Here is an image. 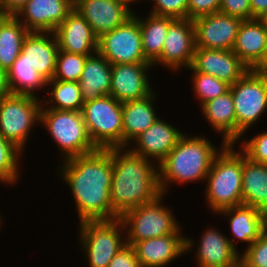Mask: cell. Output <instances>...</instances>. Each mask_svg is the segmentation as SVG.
<instances>
[{
    "label": "cell",
    "mask_w": 267,
    "mask_h": 267,
    "mask_svg": "<svg viewBox=\"0 0 267 267\" xmlns=\"http://www.w3.org/2000/svg\"><path fill=\"white\" fill-rule=\"evenodd\" d=\"M29 0H0L3 15L15 16Z\"/></svg>",
    "instance_id": "42"
},
{
    "label": "cell",
    "mask_w": 267,
    "mask_h": 267,
    "mask_svg": "<svg viewBox=\"0 0 267 267\" xmlns=\"http://www.w3.org/2000/svg\"><path fill=\"white\" fill-rule=\"evenodd\" d=\"M263 228L264 233L267 234V208L263 211Z\"/></svg>",
    "instance_id": "46"
},
{
    "label": "cell",
    "mask_w": 267,
    "mask_h": 267,
    "mask_svg": "<svg viewBox=\"0 0 267 267\" xmlns=\"http://www.w3.org/2000/svg\"><path fill=\"white\" fill-rule=\"evenodd\" d=\"M192 72V85L194 98L200 103L199 108L206 102L217 98L230 90V85L212 75L197 72L192 66L188 68Z\"/></svg>",
    "instance_id": "34"
},
{
    "label": "cell",
    "mask_w": 267,
    "mask_h": 267,
    "mask_svg": "<svg viewBox=\"0 0 267 267\" xmlns=\"http://www.w3.org/2000/svg\"><path fill=\"white\" fill-rule=\"evenodd\" d=\"M112 181L110 197L112 219L127 210L153 202L161 191L158 184V166L128 147L110 148Z\"/></svg>",
    "instance_id": "2"
},
{
    "label": "cell",
    "mask_w": 267,
    "mask_h": 267,
    "mask_svg": "<svg viewBox=\"0 0 267 267\" xmlns=\"http://www.w3.org/2000/svg\"><path fill=\"white\" fill-rule=\"evenodd\" d=\"M10 94L6 72L0 67V100Z\"/></svg>",
    "instance_id": "45"
},
{
    "label": "cell",
    "mask_w": 267,
    "mask_h": 267,
    "mask_svg": "<svg viewBox=\"0 0 267 267\" xmlns=\"http://www.w3.org/2000/svg\"><path fill=\"white\" fill-rule=\"evenodd\" d=\"M59 50L90 56L98 51V38L87 21L72 10L54 32Z\"/></svg>",
    "instance_id": "20"
},
{
    "label": "cell",
    "mask_w": 267,
    "mask_h": 267,
    "mask_svg": "<svg viewBox=\"0 0 267 267\" xmlns=\"http://www.w3.org/2000/svg\"><path fill=\"white\" fill-rule=\"evenodd\" d=\"M219 12L242 20H250V0H221Z\"/></svg>",
    "instance_id": "39"
},
{
    "label": "cell",
    "mask_w": 267,
    "mask_h": 267,
    "mask_svg": "<svg viewBox=\"0 0 267 267\" xmlns=\"http://www.w3.org/2000/svg\"><path fill=\"white\" fill-rule=\"evenodd\" d=\"M236 144H226L215 156L205 179L206 205L219 211L242 204L243 152Z\"/></svg>",
    "instance_id": "4"
},
{
    "label": "cell",
    "mask_w": 267,
    "mask_h": 267,
    "mask_svg": "<svg viewBox=\"0 0 267 267\" xmlns=\"http://www.w3.org/2000/svg\"><path fill=\"white\" fill-rule=\"evenodd\" d=\"M22 153L23 151L15 144L0 135V184L13 186L19 183Z\"/></svg>",
    "instance_id": "33"
},
{
    "label": "cell",
    "mask_w": 267,
    "mask_h": 267,
    "mask_svg": "<svg viewBox=\"0 0 267 267\" xmlns=\"http://www.w3.org/2000/svg\"><path fill=\"white\" fill-rule=\"evenodd\" d=\"M200 111L213 131L222 134V142L236 144L237 122L231 90L204 103Z\"/></svg>",
    "instance_id": "25"
},
{
    "label": "cell",
    "mask_w": 267,
    "mask_h": 267,
    "mask_svg": "<svg viewBox=\"0 0 267 267\" xmlns=\"http://www.w3.org/2000/svg\"><path fill=\"white\" fill-rule=\"evenodd\" d=\"M183 134L175 125L158 117L149 128L138 135L127 147L136 155L147 158L158 166L176 146L177 141Z\"/></svg>",
    "instance_id": "17"
},
{
    "label": "cell",
    "mask_w": 267,
    "mask_h": 267,
    "mask_svg": "<svg viewBox=\"0 0 267 267\" xmlns=\"http://www.w3.org/2000/svg\"><path fill=\"white\" fill-rule=\"evenodd\" d=\"M180 227L175 233L134 242V249L141 267H166L178 257L196 247L195 240L181 234Z\"/></svg>",
    "instance_id": "13"
},
{
    "label": "cell",
    "mask_w": 267,
    "mask_h": 267,
    "mask_svg": "<svg viewBox=\"0 0 267 267\" xmlns=\"http://www.w3.org/2000/svg\"><path fill=\"white\" fill-rule=\"evenodd\" d=\"M252 70L258 74L267 76V42L262 59Z\"/></svg>",
    "instance_id": "44"
},
{
    "label": "cell",
    "mask_w": 267,
    "mask_h": 267,
    "mask_svg": "<svg viewBox=\"0 0 267 267\" xmlns=\"http://www.w3.org/2000/svg\"><path fill=\"white\" fill-rule=\"evenodd\" d=\"M151 1V0H150ZM189 0H152L149 13L157 16L172 17L174 19L188 18Z\"/></svg>",
    "instance_id": "37"
},
{
    "label": "cell",
    "mask_w": 267,
    "mask_h": 267,
    "mask_svg": "<svg viewBox=\"0 0 267 267\" xmlns=\"http://www.w3.org/2000/svg\"><path fill=\"white\" fill-rule=\"evenodd\" d=\"M78 84L84 103L110 95L111 64L98 51L88 56Z\"/></svg>",
    "instance_id": "27"
},
{
    "label": "cell",
    "mask_w": 267,
    "mask_h": 267,
    "mask_svg": "<svg viewBox=\"0 0 267 267\" xmlns=\"http://www.w3.org/2000/svg\"><path fill=\"white\" fill-rule=\"evenodd\" d=\"M148 15L146 18H141V15L135 14L139 20L143 53L153 64L161 56L169 25L174 18L151 13Z\"/></svg>",
    "instance_id": "29"
},
{
    "label": "cell",
    "mask_w": 267,
    "mask_h": 267,
    "mask_svg": "<svg viewBox=\"0 0 267 267\" xmlns=\"http://www.w3.org/2000/svg\"><path fill=\"white\" fill-rule=\"evenodd\" d=\"M217 149L210 139L199 134L190 137L184 133L176 146L158 165V184L161 194L168 193L171 184L204 182L215 156L226 145L221 141ZM170 184V185H169Z\"/></svg>",
    "instance_id": "3"
},
{
    "label": "cell",
    "mask_w": 267,
    "mask_h": 267,
    "mask_svg": "<svg viewBox=\"0 0 267 267\" xmlns=\"http://www.w3.org/2000/svg\"><path fill=\"white\" fill-rule=\"evenodd\" d=\"M221 0H189L188 19L194 20L198 17L219 12Z\"/></svg>",
    "instance_id": "40"
},
{
    "label": "cell",
    "mask_w": 267,
    "mask_h": 267,
    "mask_svg": "<svg viewBox=\"0 0 267 267\" xmlns=\"http://www.w3.org/2000/svg\"><path fill=\"white\" fill-rule=\"evenodd\" d=\"M78 226V244L89 267H108L112 258L126 245L125 228L120 218L86 221Z\"/></svg>",
    "instance_id": "7"
},
{
    "label": "cell",
    "mask_w": 267,
    "mask_h": 267,
    "mask_svg": "<svg viewBox=\"0 0 267 267\" xmlns=\"http://www.w3.org/2000/svg\"><path fill=\"white\" fill-rule=\"evenodd\" d=\"M249 138L247 139V137L242 136L236 142V144H240L239 149L250 160L267 165V131H263Z\"/></svg>",
    "instance_id": "36"
},
{
    "label": "cell",
    "mask_w": 267,
    "mask_h": 267,
    "mask_svg": "<svg viewBox=\"0 0 267 267\" xmlns=\"http://www.w3.org/2000/svg\"><path fill=\"white\" fill-rule=\"evenodd\" d=\"M74 10L87 21L97 38L133 15L130 4L124 0H74Z\"/></svg>",
    "instance_id": "14"
},
{
    "label": "cell",
    "mask_w": 267,
    "mask_h": 267,
    "mask_svg": "<svg viewBox=\"0 0 267 267\" xmlns=\"http://www.w3.org/2000/svg\"><path fill=\"white\" fill-rule=\"evenodd\" d=\"M61 162L57 175L72 193L79 223L112 220L110 149H97Z\"/></svg>",
    "instance_id": "1"
},
{
    "label": "cell",
    "mask_w": 267,
    "mask_h": 267,
    "mask_svg": "<svg viewBox=\"0 0 267 267\" xmlns=\"http://www.w3.org/2000/svg\"><path fill=\"white\" fill-rule=\"evenodd\" d=\"M46 87H48L49 96L46 99H42L41 97V108L72 111L82 110L84 101L82 100L78 82L50 80L47 81Z\"/></svg>",
    "instance_id": "32"
},
{
    "label": "cell",
    "mask_w": 267,
    "mask_h": 267,
    "mask_svg": "<svg viewBox=\"0 0 267 267\" xmlns=\"http://www.w3.org/2000/svg\"><path fill=\"white\" fill-rule=\"evenodd\" d=\"M108 267H141L131 245H125L112 258Z\"/></svg>",
    "instance_id": "41"
},
{
    "label": "cell",
    "mask_w": 267,
    "mask_h": 267,
    "mask_svg": "<svg viewBox=\"0 0 267 267\" xmlns=\"http://www.w3.org/2000/svg\"><path fill=\"white\" fill-rule=\"evenodd\" d=\"M1 214V213H0ZM4 219L2 218V216L0 215V229L2 228V224H3V221Z\"/></svg>",
    "instance_id": "50"
},
{
    "label": "cell",
    "mask_w": 267,
    "mask_h": 267,
    "mask_svg": "<svg viewBox=\"0 0 267 267\" xmlns=\"http://www.w3.org/2000/svg\"><path fill=\"white\" fill-rule=\"evenodd\" d=\"M240 258L250 267H267V234L263 232L254 243L240 253Z\"/></svg>",
    "instance_id": "38"
},
{
    "label": "cell",
    "mask_w": 267,
    "mask_h": 267,
    "mask_svg": "<svg viewBox=\"0 0 267 267\" xmlns=\"http://www.w3.org/2000/svg\"><path fill=\"white\" fill-rule=\"evenodd\" d=\"M196 49L195 26L191 19H174L168 28L161 56L152 64L162 65L172 72L188 69Z\"/></svg>",
    "instance_id": "12"
},
{
    "label": "cell",
    "mask_w": 267,
    "mask_h": 267,
    "mask_svg": "<svg viewBox=\"0 0 267 267\" xmlns=\"http://www.w3.org/2000/svg\"><path fill=\"white\" fill-rule=\"evenodd\" d=\"M267 42V29L258 19L243 20L232 51L253 69L262 59Z\"/></svg>",
    "instance_id": "26"
},
{
    "label": "cell",
    "mask_w": 267,
    "mask_h": 267,
    "mask_svg": "<svg viewBox=\"0 0 267 267\" xmlns=\"http://www.w3.org/2000/svg\"><path fill=\"white\" fill-rule=\"evenodd\" d=\"M251 19L260 18L267 12V0H250Z\"/></svg>",
    "instance_id": "43"
},
{
    "label": "cell",
    "mask_w": 267,
    "mask_h": 267,
    "mask_svg": "<svg viewBox=\"0 0 267 267\" xmlns=\"http://www.w3.org/2000/svg\"><path fill=\"white\" fill-rule=\"evenodd\" d=\"M151 69V63L111 65L110 95L121 103L150 95L154 91L148 78Z\"/></svg>",
    "instance_id": "16"
},
{
    "label": "cell",
    "mask_w": 267,
    "mask_h": 267,
    "mask_svg": "<svg viewBox=\"0 0 267 267\" xmlns=\"http://www.w3.org/2000/svg\"><path fill=\"white\" fill-rule=\"evenodd\" d=\"M98 52L111 64L150 63L143 53L139 20L133 15L98 38Z\"/></svg>",
    "instance_id": "11"
},
{
    "label": "cell",
    "mask_w": 267,
    "mask_h": 267,
    "mask_svg": "<svg viewBox=\"0 0 267 267\" xmlns=\"http://www.w3.org/2000/svg\"><path fill=\"white\" fill-rule=\"evenodd\" d=\"M87 55L73 54L59 50L52 80L78 82L82 76Z\"/></svg>",
    "instance_id": "35"
},
{
    "label": "cell",
    "mask_w": 267,
    "mask_h": 267,
    "mask_svg": "<svg viewBox=\"0 0 267 267\" xmlns=\"http://www.w3.org/2000/svg\"><path fill=\"white\" fill-rule=\"evenodd\" d=\"M242 21L220 12L194 19L196 48L232 50Z\"/></svg>",
    "instance_id": "15"
},
{
    "label": "cell",
    "mask_w": 267,
    "mask_h": 267,
    "mask_svg": "<svg viewBox=\"0 0 267 267\" xmlns=\"http://www.w3.org/2000/svg\"><path fill=\"white\" fill-rule=\"evenodd\" d=\"M242 204L264 211L267 208V165L257 163L243 153Z\"/></svg>",
    "instance_id": "28"
},
{
    "label": "cell",
    "mask_w": 267,
    "mask_h": 267,
    "mask_svg": "<svg viewBox=\"0 0 267 267\" xmlns=\"http://www.w3.org/2000/svg\"><path fill=\"white\" fill-rule=\"evenodd\" d=\"M230 90L235 108L238 141L254 123H259L267 111V76L250 69L230 86Z\"/></svg>",
    "instance_id": "10"
},
{
    "label": "cell",
    "mask_w": 267,
    "mask_h": 267,
    "mask_svg": "<svg viewBox=\"0 0 267 267\" xmlns=\"http://www.w3.org/2000/svg\"><path fill=\"white\" fill-rule=\"evenodd\" d=\"M41 107L40 98L14 94L5 96L0 100V135L24 151L34 126L40 125Z\"/></svg>",
    "instance_id": "9"
},
{
    "label": "cell",
    "mask_w": 267,
    "mask_h": 267,
    "mask_svg": "<svg viewBox=\"0 0 267 267\" xmlns=\"http://www.w3.org/2000/svg\"><path fill=\"white\" fill-rule=\"evenodd\" d=\"M126 1L127 3H129L130 5L136 3L137 1L139 2L140 0H124ZM142 1V0H141Z\"/></svg>",
    "instance_id": "49"
},
{
    "label": "cell",
    "mask_w": 267,
    "mask_h": 267,
    "mask_svg": "<svg viewBox=\"0 0 267 267\" xmlns=\"http://www.w3.org/2000/svg\"><path fill=\"white\" fill-rule=\"evenodd\" d=\"M27 28L13 15L0 19V67L6 72L21 53Z\"/></svg>",
    "instance_id": "31"
},
{
    "label": "cell",
    "mask_w": 267,
    "mask_h": 267,
    "mask_svg": "<svg viewBox=\"0 0 267 267\" xmlns=\"http://www.w3.org/2000/svg\"><path fill=\"white\" fill-rule=\"evenodd\" d=\"M191 66L197 72L212 75L230 86L250 70L232 50L221 49L196 48Z\"/></svg>",
    "instance_id": "19"
},
{
    "label": "cell",
    "mask_w": 267,
    "mask_h": 267,
    "mask_svg": "<svg viewBox=\"0 0 267 267\" xmlns=\"http://www.w3.org/2000/svg\"><path fill=\"white\" fill-rule=\"evenodd\" d=\"M218 228L207 227L198 240L195 259L198 267H231L240 259L238 252Z\"/></svg>",
    "instance_id": "22"
},
{
    "label": "cell",
    "mask_w": 267,
    "mask_h": 267,
    "mask_svg": "<svg viewBox=\"0 0 267 267\" xmlns=\"http://www.w3.org/2000/svg\"><path fill=\"white\" fill-rule=\"evenodd\" d=\"M81 112L89 138L97 149L123 147L121 102L107 95L85 102Z\"/></svg>",
    "instance_id": "8"
},
{
    "label": "cell",
    "mask_w": 267,
    "mask_h": 267,
    "mask_svg": "<svg viewBox=\"0 0 267 267\" xmlns=\"http://www.w3.org/2000/svg\"><path fill=\"white\" fill-rule=\"evenodd\" d=\"M2 16H3V14H2L1 9H0V19H1Z\"/></svg>",
    "instance_id": "51"
},
{
    "label": "cell",
    "mask_w": 267,
    "mask_h": 267,
    "mask_svg": "<svg viewBox=\"0 0 267 267\" xmlns=\"http://www.w3.org/2000/svg\"><path fill=\"white\" fill-rule=\"evenodd\" d=\"M217 214L228 218L229 229L233 236L228 239L238 252L236 241H238L237 243H247L245 247L248 248L264 232L263 211L258 208L241 204L223 209Z\"/></svg>",
    "instance_id": "23"
},
{
    "label": "cell",
    "mask_w": 267,
    "mask_h": 267,
    "mask_svg": "<svg viewBox=\"0 0 267 267\" xmlns=\"http://www.w3.org/2000/svg\"><path fill=\"white\" fill-rule=\"evenodd\" d=\"M59 45L54 33L29 32L21 46L23 60L39 72L47 81L53 79Z\"/></svg>",
    "instance_id": "21"
},
{
    "label": "cell",
    "mask_w": 267,
    "mask_h": 267,
    "mask_svg": "<svg viewBox=\"0 0 267 267\" xmlns=\"http://www.w3.org/2000/svg\"><path fill=\"white\" fill-rule=\"evenodd\" d=\"M40 124L59 147L63 155L61 161L97 150L89 138L81 111L41 108Z\"/></svg>",
    "instance_id": "5"
},
{
    "label": "cell",
    "mask_w": 267,
    "mask_h": 267,
    "mask_svg": "<svg viewBox=\"0 0 267 267\" xmlns=\"http://www.w3.org/2000/svg\"><path fill=\"white\" fill-rule=\"evenodd\" d=\"M259 19L263 22L264 26L267 29V12L262 17H260Z\"/></svg>",
    "instance_id": "48"
},
{
    "label": "cell",
    "mask_w": 267,
    "mask_h": 267,
    "mask_svg": "<svg viewBox=\"0 0 267 267\" xmlns=\"http://www.w3.org/2000/svg\"><path fill=\"white\" fill-rule=\"evenodd\" d=\"M74 9V0H29L15 17L29 32L54 33Z\"/></svg>",
    "instance_id": "18"
},
{
    "label": "cell",
    "mask_w": 267,
    "mask_h": 267,
    "mask_svg": "<svg viewBox=\"0 0 267 267\" xmlns=\"http://www.w3.org/2000/svg\"><path fill=\"white\" fill-rule=\"evenodd\" d=\"M6 76L10 94L39 98L37 95L40 92L38 94L35 92L37 90L39 91V89L43 90L47 88V80L23 60L22 54L17 57L11 67L6 71Z\"/></svg>",
    "instance_id": "30"
},
{
    "label": "cell",
    "mask_w": 267,
    "mask_h": 267,
    "mask_svg": "<svg viewBox=\"0 0 267 267\" xmlns=\"http://www.w3.org/2000/svg\"><path fill=\"white\" fill-rule=\"evenodd\" d=\"M231 267H250L247 263H245L241 258Z\"/></svg>",
    "instance_id": "47"
},
{
    "label": "cell",
    "mask_w": 267,
    "mask_h": 267,
    "mask_svg": "<svg viewBox=\"0 0 267 267\" xmlns=\"http://www.w3.org/2000/svg\"><path fill=\"white\" fill-rule=\"evenodd\" d=\"M157 95L153 91L150 95L122 103L123 115V147L130 143L158 118L154 103Z\"/></svg>",
    "instance_id": "24"
},
{
    "label": "cell",
    "mask_w": 267,
    "mask_h": 267,
    "mask_svg": "<svg viewBox=\"0 0 267 267\" xmlns=\"http://www.w3.org/2000/svg\"><path fill=\"white\" fill-rule=\"evenodd\" d=\"M166 195L127 210L119 218L125 228L126 244L175 233L181 226L173 210L164 205Z\"/></svg>",
    "instance_id": "6"
}]
</instances>
